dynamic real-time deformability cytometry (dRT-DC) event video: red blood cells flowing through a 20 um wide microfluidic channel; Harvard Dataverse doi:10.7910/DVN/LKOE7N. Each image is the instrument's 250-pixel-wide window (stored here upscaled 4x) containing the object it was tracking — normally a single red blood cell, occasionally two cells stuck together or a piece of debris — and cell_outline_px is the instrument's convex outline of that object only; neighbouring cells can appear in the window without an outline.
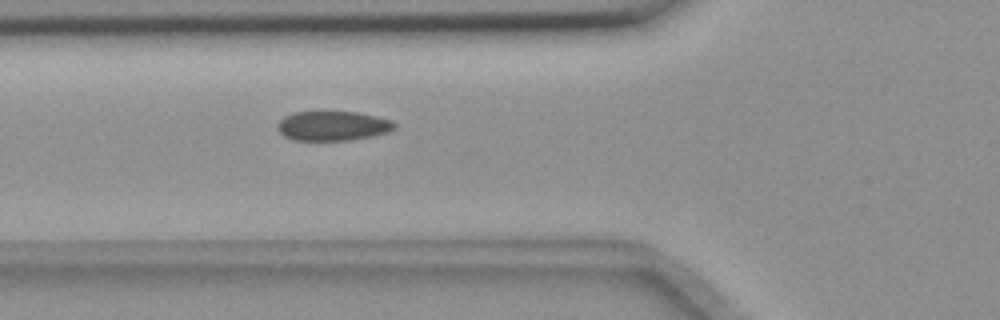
{"species": "common noctule bat (a hibernating species)", "species_latin": "Nyctalus noctula", "temperature_condition": "room temperature", "stored_images_in_passage": 39, "camera_frame_rate_fps": 3000, "um_per_image_px": 0.085, "animal": {"sex": "female", "body_mass_g": 18.4}, "frame": {"image": 1, "passage_image": 3, "time_ms": 0.667, "image_size_px": [1000, 320], "cell_outline_px": [[396, 128], [388, 132], [348, 140], [296, 140], [284, 136], [276, 128], [276, 124], [284, 116], [292, 112], [324, 108], [356, 112], [376, 116], [392, 120], [396, 124]], "centroid_in_image_um": [28.23, 10.63], "position_along_channel_um": 97.6, "area_um2": 20.98}}
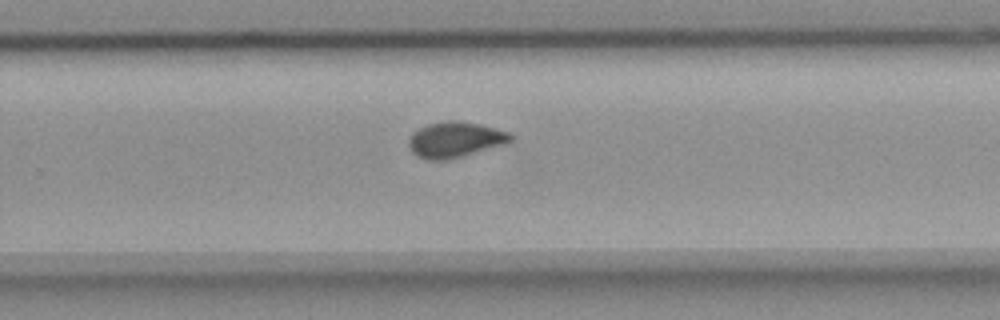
{"frame": {"image": 2, "passage_image": 19, "time_ms": 6.0, "image_size_px": [1000, 320], "cell_outline_px": [[512, 140], [508, 144], [444, 160], [428, 160], [412, 152], [408, 144], [408, 140], [412, 132], [428, 124], [444, 120], [456, 120], [480, 124], [508, 132], [512, 136]], "centroid_in_image_um": [38.68, 11.85], "position_along_channel_um": 291.1, "area_um2": 21.04}}
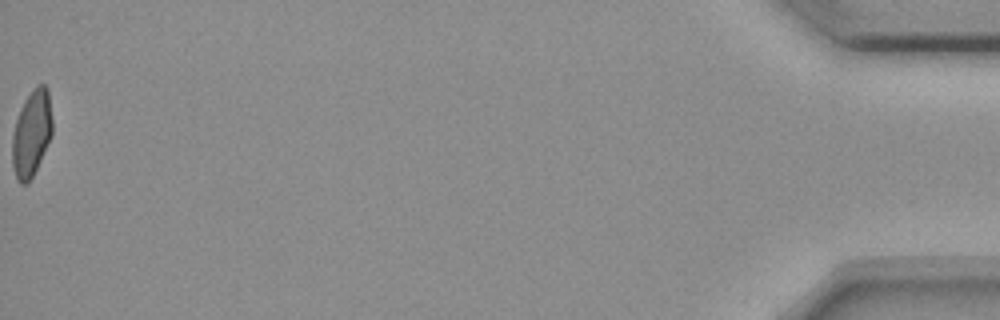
{"frame": {"image": 3, "passage_image": 39, "time_ms": 12.667, "image_size_px": [1000, 320], "cell_outline_px": [[52, 132], [40, 160], [32, 176], [24, 184], [20, 184], [16, 180], [12, 164], [12, 136], [16, 120], [20, 108], [24, 100], [32, 88], [36, 84], [44, 84], [48, 88], [52, 120]], "centroid_in_image_um": [2.67, 11.29], "position_along_channel_um": 432.5, "area_um2": 20.06}}